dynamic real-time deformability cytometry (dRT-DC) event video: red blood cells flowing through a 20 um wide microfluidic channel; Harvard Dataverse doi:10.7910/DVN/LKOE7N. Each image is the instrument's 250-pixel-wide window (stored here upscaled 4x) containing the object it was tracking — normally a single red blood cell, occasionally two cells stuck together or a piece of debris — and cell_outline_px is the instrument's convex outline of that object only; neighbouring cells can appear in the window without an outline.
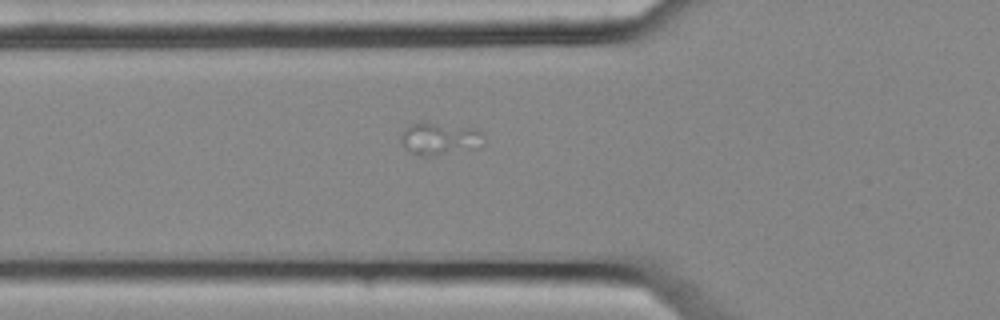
{"species": "common noctule bat (a hibernating species)", "species_latin": "Nyctalus noctula", "temperature_condition": "cold", "stored_images_in_passage": 16, "segment_of_instrument_passage": [2, 2], "camera_frame_rate_fps": 3000, "um_per_image_px": 0.085, "animal": {"sex": "female", "body_mass_g": 25.1}, "frame": {"image": 1, "passage_image": 6, "time_ms": 1.667, "image_size_px": [1000, 320], "cell_outline_px": [[484, 144], [472, 148], [436, 156], [424, 156], [408, 152], [404, 148], [400, 140], [400, 136], [404, 128], [420, 120], [476, 128], [480, 132]], "centroid_in_image_um": [37.3, 11.76], "position_along_channel_um": 88.5, "area_um2": 15.95}}